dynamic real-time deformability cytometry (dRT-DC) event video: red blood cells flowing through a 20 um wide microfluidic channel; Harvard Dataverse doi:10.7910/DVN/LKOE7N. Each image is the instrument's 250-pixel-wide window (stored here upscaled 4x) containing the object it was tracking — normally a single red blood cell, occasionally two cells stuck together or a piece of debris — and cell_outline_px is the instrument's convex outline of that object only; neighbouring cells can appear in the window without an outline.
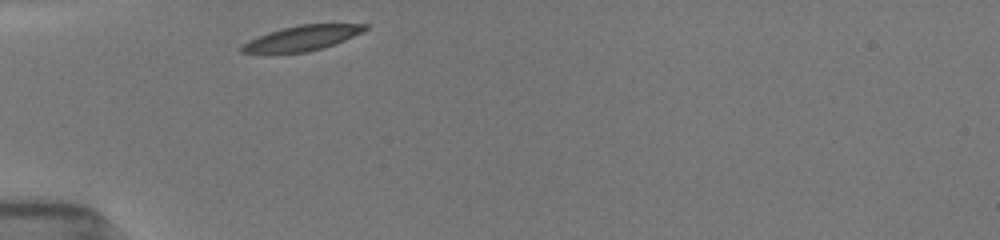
{"species": "common noctule bat (a hibernating species)", "species_latin": "Nyctalus noctula", "temperature_condition": "room temperature", "stored_images_in_passage": 17, "camera_frame_rate_fps": 3000, "um_per_image_px": 0.085, "animal": {"sex": "female", "body_mass_g": 19.5, "forearm_length_mm": 54.1}, "frame": {"image": 1, "passage_image": 1, "time_ms": 0.0, "image_size_px": [1000, 240], "cell_outline_px": [[368, 28], [364, 32], [324, 48], [308, 52], [240, 52], [240, 48], [248, 40], [256, 36], [268, 32], [300, 24], [368, 24]], "centroid_in_image_um": [25.72, 3.22], "position_along_channel_um": 59.3, "area_um2": 17.8}}
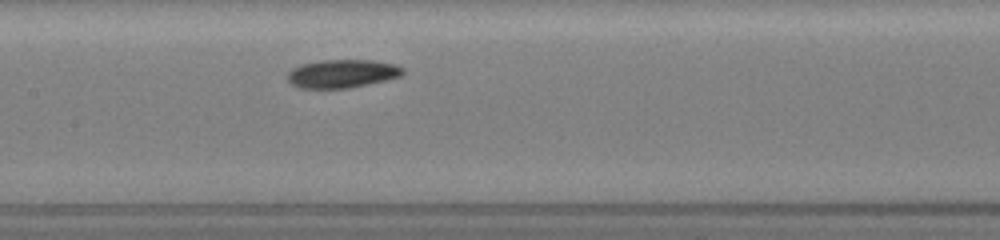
{"frame": {"image": 2, "passage_image": 7, "time_ms": 3.333, "image_size_px": [1000, 240], "cell_outline_px": [[404, 72], [400, 76], [388, 80], [348, 88], [300, 88], [292, 84], [288, 80], [288, 72], [292, 68], [300, 64], [320, 60], [372, 60], [396, 64], [404, 68]], "centroid_in_image_um": [29.1, 6.25], "position_along_channel_um": 178.3, "area_um2": 19.13}}
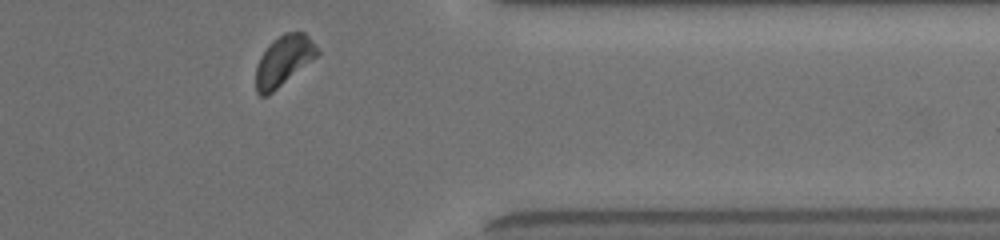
{"frame": {"image": 3, "passage_image": 17, "time_ms": 9.0, "image_size_px": [1000, 240], "cell_outline_px": [[320, 52], [316, 56], [268, 96], [260, 96], [256, 92], [256, 68], [260, 56], [268, 44], [272, 40], [284, 32], [304, 32], [320, 48]], "centroid_in_image_um": [24.09, 5.14], "position_along_channel_um": 387.3, "area_um2": 17.92}, "authors_computed_cell_mechanics": {"area_um2": 18.4382, "velocity_mm_per_s": 3.8503, "shape_relaxation_time_tau1_ms": 2.3684, "shape_relaxation_time_tau2_ms": null, "deformation_change_tau1": 0.0852, "deformation_change_tau2": null}}